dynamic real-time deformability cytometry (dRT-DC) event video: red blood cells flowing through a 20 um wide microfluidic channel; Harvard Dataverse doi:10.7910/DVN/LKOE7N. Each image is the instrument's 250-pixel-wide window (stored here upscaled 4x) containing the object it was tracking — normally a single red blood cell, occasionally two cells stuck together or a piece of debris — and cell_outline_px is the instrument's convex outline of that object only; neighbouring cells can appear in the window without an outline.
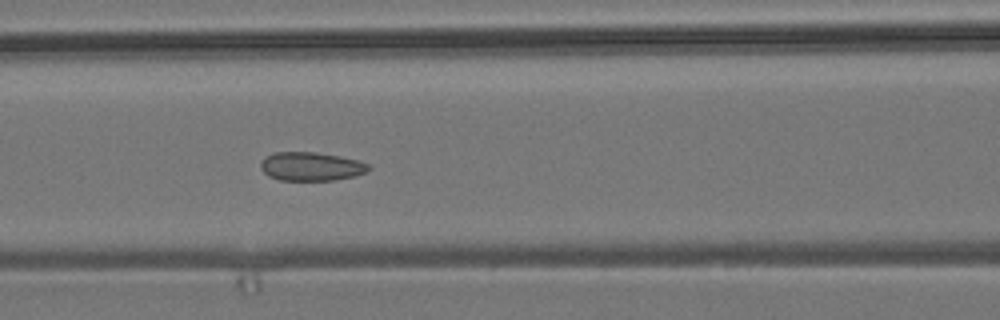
{"species": "common noctule bat (a hibernating species)", "species_latin": "Nyctalus noctula", "temperature_condition": "room temperature", "stored_images_in_passage": 6, "camera_frame_rate_fps": 3000, "um_per_image_px": 0.085, "animal": {"sex": "male", "body_mass_g": 19.2, "forearm_length_mm": 51.8}, "frame": {"image": 1, "passage_image": 6, "time_ms": 6.333, "image_size_px": [1000, 320], "cell_outline_px": [[372, 168], [368, 172], [356, 176], [332, 180], [280, 180], [268, 176], [260, 168], [260, 164], [264, 156], [272, 152], [316, 152], [340, 156], [360, 160], [368, 164]], "centroid_in_image_um": [26.46, 14.14], "position_along_channel_um": 140.1, "area_um2": 18.32}}